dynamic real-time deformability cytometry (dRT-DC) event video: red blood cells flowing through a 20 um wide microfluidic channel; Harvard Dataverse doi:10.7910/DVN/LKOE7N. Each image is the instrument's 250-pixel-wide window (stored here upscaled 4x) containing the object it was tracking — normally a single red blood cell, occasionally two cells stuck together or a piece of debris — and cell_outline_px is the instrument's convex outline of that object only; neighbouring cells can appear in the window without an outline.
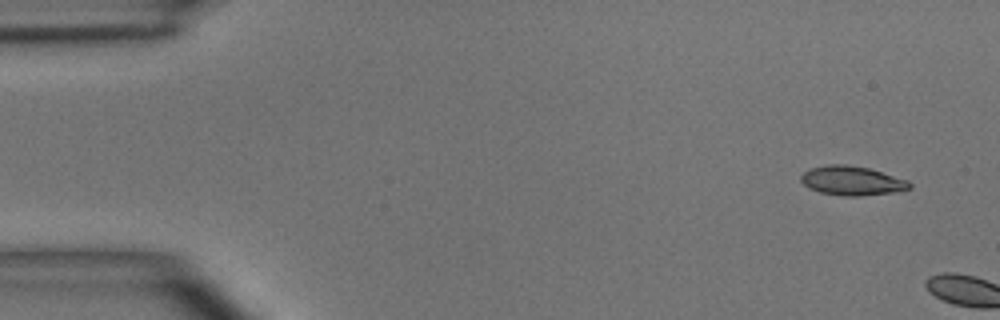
{"species": "common noctule bat (a hibernating species)", "species_latin": "Nyctalus noctula", "temperature_condition": "room temperature", "stored_images_in_passage": 2, "camera_frame_rate_fps": 3000, "um_per_image_px": 0.085, "animal": {"sex": "male", "body_mass_g": 15.6}, "frame": {"image": 1, "passage_image": 1, "time_ms": 0.0, "image_size_px": [1000, 320], "cell_outline_px": [[912, 188], [896, 192], [860, 196], [840, 196], [820, 192], [808, 188], [800, 180], [800, 176], [808, 168], [828, 164], [844, 164], [868, 168], [908, 180], [912, 184]], "centroid_in_image_um": [72.4, 15.36], "position_along_channel_um": 12.6, "area_um2": 18.67}}